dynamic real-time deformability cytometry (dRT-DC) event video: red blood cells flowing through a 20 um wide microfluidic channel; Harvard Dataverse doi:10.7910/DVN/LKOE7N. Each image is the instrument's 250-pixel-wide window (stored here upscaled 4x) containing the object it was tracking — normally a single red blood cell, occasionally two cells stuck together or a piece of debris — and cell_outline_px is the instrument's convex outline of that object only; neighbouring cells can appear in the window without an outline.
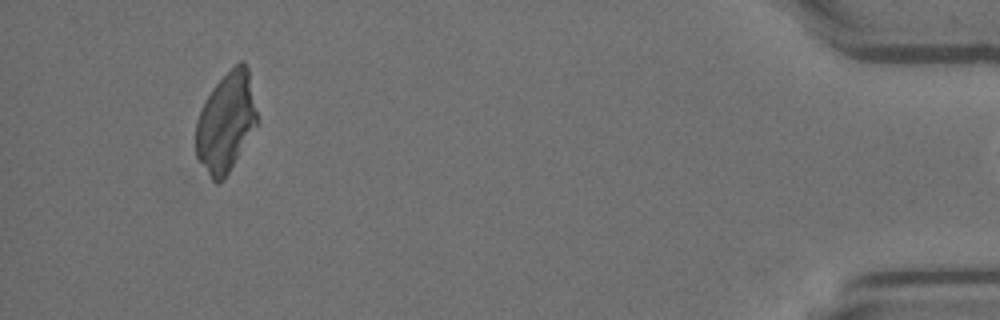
{"species": "Egyptian fruit bat (a non-hibernating species)", "species_latin": "Rousettus aegyptiacus", "temperature_condition": "room temperature", "stored_images_in_passage": 48, "camera_frame_rate_fps": 3000, "um_per_image_px": 0.085, "animal": {"sex": "female"}, "frame": {"image": 1, "passage_image": 47, "time_ms": 15.333, "image_size_px": [1000, 320], "cell_outline_px": [[256, 124], [224, 180], [216, 184], [212, 180], [196, 160], [196, 120], [200, 108], [204, 100], [212, 88], [240, 60], [244, 60], [248, 68], [256, 112]], "centroid_in_image_um": [19.15, 10.41], "position_along_channel_um": 416.0, "area_um2": 35.08}}